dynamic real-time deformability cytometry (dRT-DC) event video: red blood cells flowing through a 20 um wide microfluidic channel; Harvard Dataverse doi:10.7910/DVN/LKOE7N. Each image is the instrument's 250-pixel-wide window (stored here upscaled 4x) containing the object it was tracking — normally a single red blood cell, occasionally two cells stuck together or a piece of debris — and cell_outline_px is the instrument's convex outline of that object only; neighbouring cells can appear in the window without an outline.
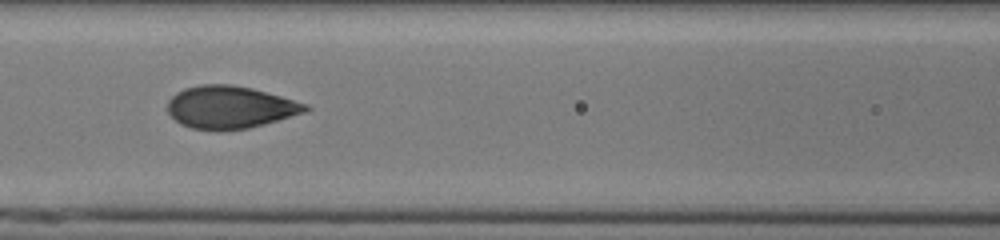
{"species": "human", "species_latin": "Homo sapiens", "temperature_condition": "cold", "stored_images_in_passage": 17, "camera_frame_rate_fps": 3000, "um_per_image_px": 0.085, "donor": {"sex": "male"}, "frame": {"image": 1, "passage_image": 8, "time_ms": 2.333, "image_size_px": [1000, 240], "cell_outline_px": [[312, 108], [308, 112], [264, 124], [248, 128], [192, 128], [180, 124], [168, 112], [168, 100], [176, 92], [184, 88], [200, 84], [232, 84], [252, 88], [308, 104]], "centroid_in_image_um": [19.59, 9.08], "position_along_channel_um": 147.0, "area_um2": 33.76}}